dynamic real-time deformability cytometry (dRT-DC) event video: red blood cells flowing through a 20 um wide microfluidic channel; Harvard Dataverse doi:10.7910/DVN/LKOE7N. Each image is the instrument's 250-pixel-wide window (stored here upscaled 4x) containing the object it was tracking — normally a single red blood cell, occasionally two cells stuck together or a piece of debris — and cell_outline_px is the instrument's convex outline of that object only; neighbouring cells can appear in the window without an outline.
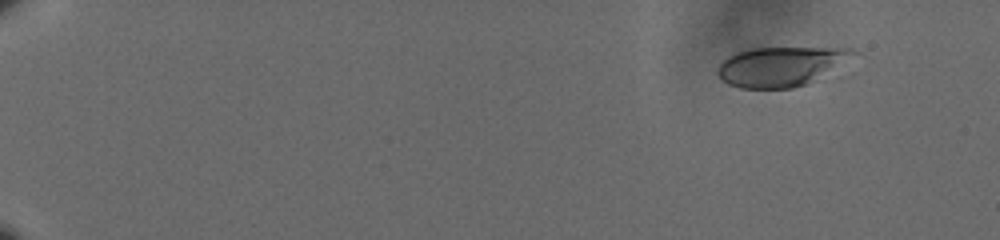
{"species": "human", "species_latin": "Homo sapiens", "temperature_condition": "cold", "stored_images_in_passage": 55, "camera_frame_rate_fps": 3000, "um_per_image_px": 0.085, "donor": {"sex": "male"}, "frame": {"image": 1, "passage_image": 1, "time_ms": 0.0, "image_size_px": [1000, 240], "cell_outline_px": [[860, 52], [804, 84], [792, 88], [740, 88], [728, 84], [716, 72], [720, 64], [728, 56], [736, 52], [752, 48], [852, 48]], "centroid_in_image_um": [66.3, 5.63], "position_along_channel_um": 18.7, "area_um2": 30.35}}
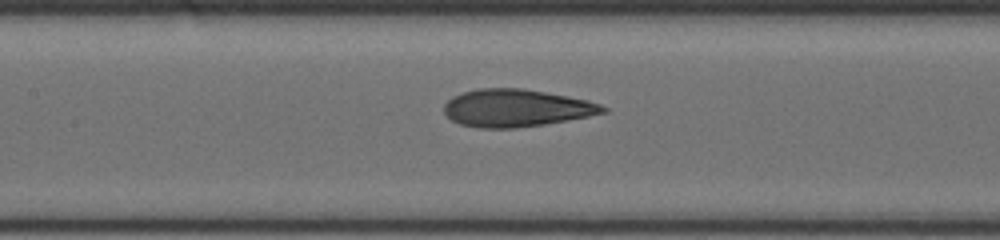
{"frame": {"image": 2, "passage_image": 27, "time_ms": 8.667, "image_size_px": [1000, 240], "cell_outline_px": [[608, 112], [588, 116], [544, 124], [516, 128], [480, 128], [460, 124], [452, 120], [444, 112], [444, 104], [452, 96], [464, 92], [480, 88], [524, 88], [568, 96], [588, 100], [600, 104], [608, 108]], "centroid_in_image_um": [43.88, 9.18], "position_along_channel_um": 163.5, "area_um2": 34.68}}
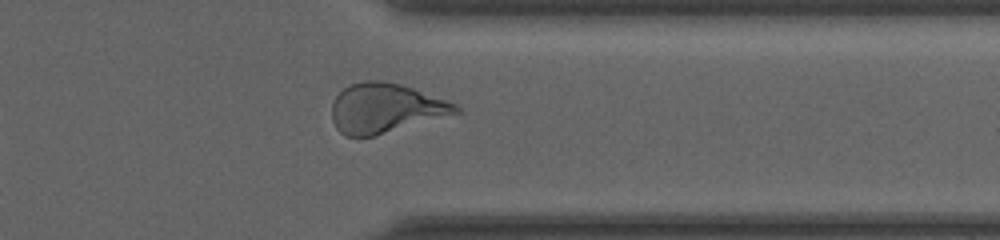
{"frame": {"image": 3, "passage_image": 45, "time_ms": 14.667, "image_size_px": [1000, 240], "cell_outline_px": [[460, 112], [372, 136], [344, 136], [336, 128], [332, 120], [332, 104], [336, 96], [348, 84], [364, 80], [384, 80], [400, 84], [412, 88], [456, 104], [460, 108]], "centroid_in_image_um": [32.7, 9.18], "position_along_channel_um": 378.7, "area_um2": 35.32}, "authors_computed_cell_mechanics": {"area_um2": 34.102, "velocity_mm_per_s": 3.6004, "shape_relaxation_time_tau1_ms": 7.2912, "shape_relaxation_time_tau2_ms": 1.3026, "deformation_change_tau1": 0.2404, "deformation_change_tau2": 0.0825}}